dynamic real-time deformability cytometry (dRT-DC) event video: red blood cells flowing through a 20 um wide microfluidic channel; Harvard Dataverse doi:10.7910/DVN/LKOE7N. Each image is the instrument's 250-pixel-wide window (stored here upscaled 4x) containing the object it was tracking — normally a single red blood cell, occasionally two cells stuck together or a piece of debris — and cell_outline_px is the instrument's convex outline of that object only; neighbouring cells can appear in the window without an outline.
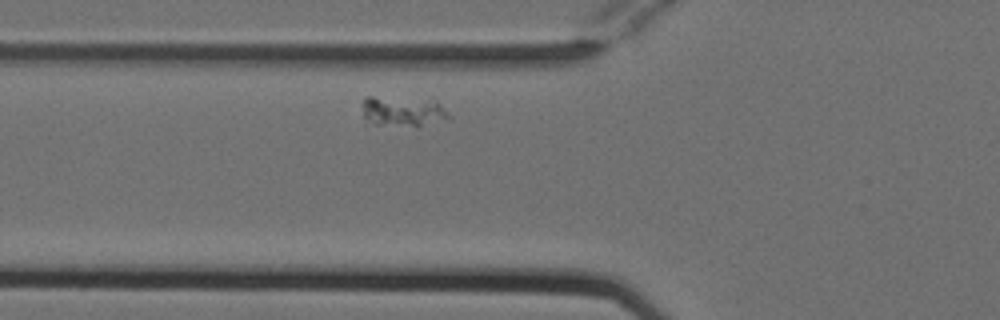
{"species": "Egyptian fruit bat (a non-hibernating species)", "species_latin": "Rousettus aegyptiacus", "temperature_condition": "cold", "stored_images_in_passage": 32, "camera_frame_rate_fps": 3000, "um_per_image_px": 0.085, "animal": {"sex": "female"}, "frame": {"image": 1, "passage_image": 5, "time_ms": 1.333, "image_size_px": [1000, 320], "cell_outline_px": [[452, 116], [420, 124], [376, 124], [364, 116], [364, 96], [372, 96], [440, 104]], "centroid_in_image_um": [34.16, 9.45], "position_along_channel_um": 91.6, "area_um2": 13.35}}
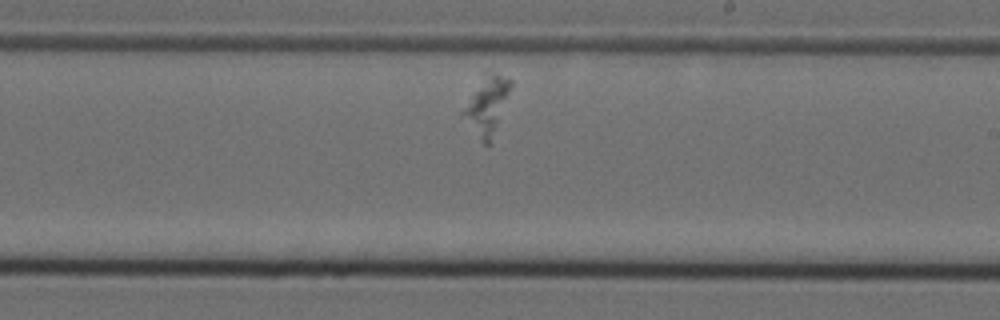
{"frame": {"image": 2, "passage_image": 19, "time_ms": 6.0, "image_size_px": [1000, 320], "cell_outline_px": [[512, 84], [488, 144], [484, 144], [480, 140], [460, 116], [460, 112], [472, 96], [492, 72], [512, 80]], "centroid_in_image_um": [41.36, 9.04], "position_along_channel_um": 247.6, "area_um2": 14.39}}
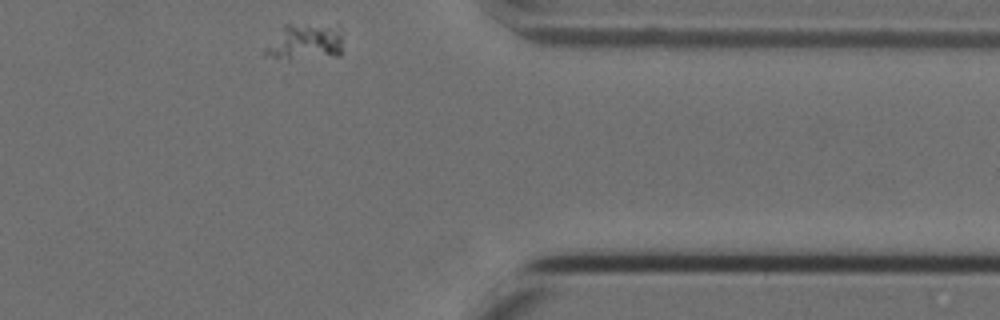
{"frame": {"image": 3, "passage_image": 32, "time_ms": 10.333, "image_size_px": [1000, 320], "cell_outline_px": [[340, 56], [288, 60], [264, 56], [260, 52], [284, 24], [340, 24]], "centroid_in_image_um": [25.88, 3.57], "position_along_channel_um": 385.5, "area_um2": 17.11}}